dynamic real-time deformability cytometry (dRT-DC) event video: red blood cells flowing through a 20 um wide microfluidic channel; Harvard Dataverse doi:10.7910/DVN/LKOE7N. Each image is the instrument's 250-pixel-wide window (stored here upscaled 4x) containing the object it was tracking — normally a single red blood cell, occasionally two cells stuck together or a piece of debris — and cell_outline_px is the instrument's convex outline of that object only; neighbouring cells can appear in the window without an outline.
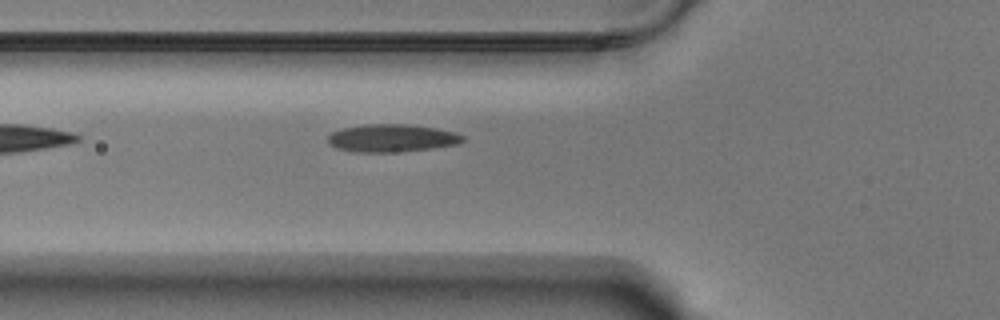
{"species": "Egyptian fruit bat (a non-hibernating species)", "species_latin": "Rousettus aegyptiacus", "temperature_condition": "warm", "stored_images_in_passage": 3, "camera_frame_rate_fps": 3000, "um_per_image_px": 0.085, "animal": {"sex": "male"}, "frame": {"image": 1, "passage_image": 2, "time_ms": 0.333, "image_size_px": [1000, 320], "cell_outline_px": [[468, 140], [460, 144], [432, 148], [392, 152], [352, 152], [336, 148], [328, 144], [328, 136], [332, 132], [340, 128], [360, 124], [412, 124], [436, 128], [456, 132], [464, 136]], "centroid_in_image_um": [33.32, 11.73], "position_along_channel_um": 92.5, "area_um2": 22.25}}